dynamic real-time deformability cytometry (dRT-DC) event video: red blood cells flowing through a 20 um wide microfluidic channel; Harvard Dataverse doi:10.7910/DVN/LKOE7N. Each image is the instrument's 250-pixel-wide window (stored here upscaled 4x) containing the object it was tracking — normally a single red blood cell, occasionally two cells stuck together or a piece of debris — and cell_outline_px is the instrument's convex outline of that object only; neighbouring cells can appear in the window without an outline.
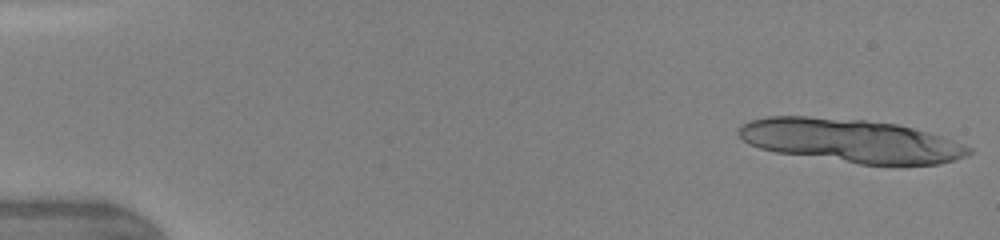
{"species": "human", "species_latin": "Homo sapiens", "temperature_condition": "warm", "stored_images_in_passage": 12, "camera_frame_rate_fps": 3000, "um_per_image_px": 0.085, "donor": {"sex": "female"}, "frame": {"image": 1, "passage_image": 1, "time_ms": 0.0, "image_size_px": [1000, 240], "cell_outline_px": [[972, 152], [968, 156], [956, 160], [936, 164], [860, 164], [776, 152], [760, 148], [748, 144], [736, 132], [740, 124], [748, 120], [768, 116], [808, 116], [864, 120], [896, 124], [944, 136], [972, 148]], "centroid_in_image_um": [72.3, 11.95], "position_along_channel_um": 12.7, "area_um2": 58.38}}